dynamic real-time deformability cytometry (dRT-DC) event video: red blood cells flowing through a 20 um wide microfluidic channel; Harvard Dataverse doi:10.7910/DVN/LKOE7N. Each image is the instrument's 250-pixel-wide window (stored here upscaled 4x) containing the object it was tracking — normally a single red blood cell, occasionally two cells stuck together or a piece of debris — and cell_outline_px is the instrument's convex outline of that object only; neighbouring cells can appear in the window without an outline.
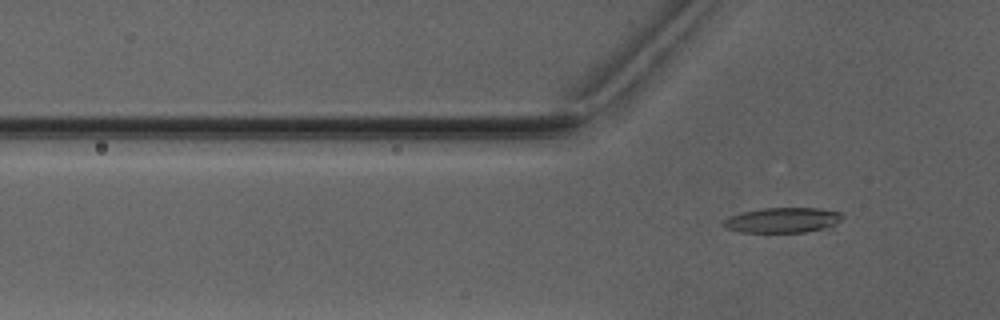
{"species": "Egyptian fruit bat (a non-hibernating species)", "species_latin": "Rousettus aegyptiacus", "temperature_condition": "warm", "stored_images_in_passage": 4, "segment_of_instrument_passage": [2, 2], "camera_frame_rate_fps": 3000, "um_per_image_px": 0.085, "animal": {"sex": "male"}, "frame": {"image": 1, "passage_image": 4, "time_ms": 4.333, "image_size_px": [1000, 320], "cell_outline_px": [[844, 216], [832, 228], [804, 232], [740, 232], [724, 228], [720, 224], [728, 216], [740, 212], [760, 208], [820, 208], [840, 212]], "centroid_in_image_um": [66.51, 18.71], "position_along_channel_um": 59.3, "area_um2": 17.86}}